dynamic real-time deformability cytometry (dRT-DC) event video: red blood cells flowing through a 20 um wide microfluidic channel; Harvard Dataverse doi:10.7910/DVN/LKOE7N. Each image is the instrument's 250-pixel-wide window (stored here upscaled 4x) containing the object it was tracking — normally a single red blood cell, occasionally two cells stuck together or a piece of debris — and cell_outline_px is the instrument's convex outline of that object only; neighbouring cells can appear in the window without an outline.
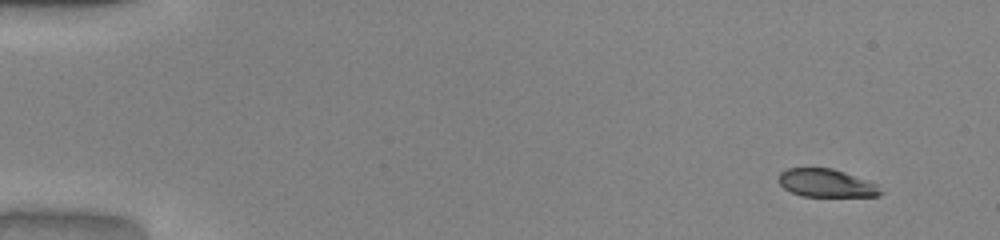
{"species": "common noctule bat (a hibernating species)", "species_latin": "Nyctalus noctula", "temperature_condition": "warm", "stored_images_in_passage": 48, "camera_frame_rate_fps": 3000, "um_per_image_px": 0.085, "animal": {"sex": "male", "body_mass_g": 20.0, "forearm_length_mm": 53.3}, "frame": {"image": 1, "passage_image": 1, "time_ms": 0.0, "image_size_px": [1000, 240], "cell_outline_px": [[884, 192], [880, 196], [800, 196], [784, 188], [780, 184], [780, 172], [788, 168], [832, 168], [844, 172], [876, 184]], "centroid_in_image_um": [70.24, 15.57], "position_along_channel_um": 14.8, "area_um2": 16.47}}
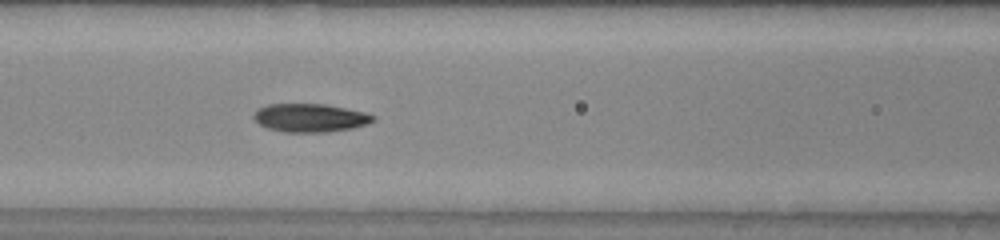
{"frame": {"image": 2, "passage_image": 20, "time_ms": 6.333, "image_size_px": [1000, 240], "cell_outline_px": [[376, 120], [368, 124], [352, 128], [328, 132], [284, 132], [268, 128], [260, 124], [252, 116], [256, 108], [268, 104], [324, 104], [364, 112], [376, 116]], "centroid_in_image_um": [26.36, 10.01], "position_along_channel_um": 140.2, "area_um2": 19.77}}
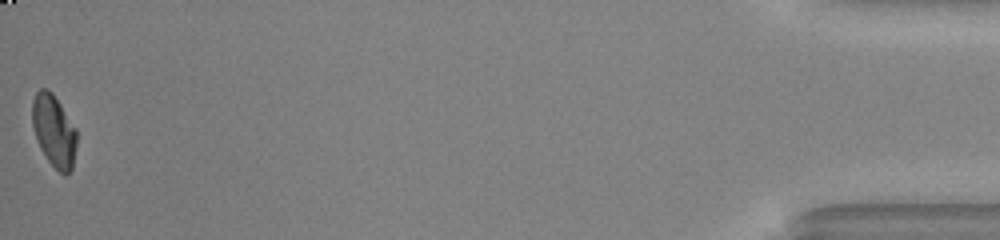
{"frame": {"image": 3, "passage_image": 48, "time_ms": 15.667, "image_size_px": [1000, 240], "cell_outline_px": [[76, 148], [72, 168], [64, 176], [48, 160], [40, 148], [36, 140], [32, 124], [32, 100], [36, 92], [40, 88], [48, 88], [52, 92], [76, 128]], "centroid_in_image_um": [4.57, 11.09], "position_along_channel_um": 430.6, "area_um2": 18.67}, "authors_computed_cell_mechanics": {"area_um2": 19.1318, "velocity_mm_per_s": 4.0975, "shape_relaxation_time_tau1_ms": 4.3083, "shape_relaxation_time_tau2_ms": 1.9467, "deformation_change_tau1": 0.1675, "deformation_change_tau2": 0.0574}}